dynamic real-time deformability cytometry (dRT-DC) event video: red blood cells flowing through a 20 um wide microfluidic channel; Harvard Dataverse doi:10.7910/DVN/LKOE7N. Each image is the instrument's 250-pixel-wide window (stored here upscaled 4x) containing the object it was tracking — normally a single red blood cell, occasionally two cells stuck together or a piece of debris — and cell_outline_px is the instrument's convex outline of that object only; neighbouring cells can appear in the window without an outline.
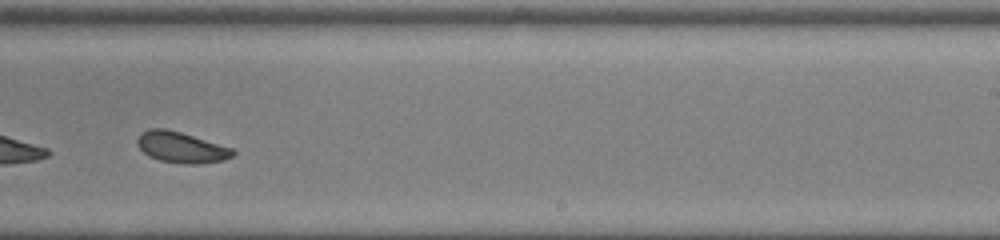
{"species": "common noctule bat (a hibernating species)", "species_latin": "Nyctalus noctula", "temperature_condition": "room temperature", "stored_images_in_passage": 27, "camera_frame_rate_fps": 3000, "um_per_image_px": 0.085, "animal": {"sex": "female", "body_mass_g": 22.0, "forearm_length_mm": 56.7}, "frame": {"image": 1, "passage_image": 16, "time_ms": 5.0, "image_size_px": [1000, 240], "cell_outline_px": [[236, 152], [232, 156], [224, 160], [200, 164], [180, 164], [160, 160], [148, 156], [136, 144], [136, 140], [140, 132], [148, 128], [164, 128], [180, 132], [232, 148]], "centroid_in_image_um": [15.37, 12.53], "position_along_channel_um": 273.6, "area_um2": 17.28}, "authors_computed_cell_mechanics": {"area_um2": 17.2822, "velocity_mm_per_s": 4.0168, "shape_relaxation_time_tau1_ms": 5.6363, "shape_relaxation_time_tau2_ms": null, "deformation_change_tau1": 0.1154, "deformation_change_tau2": null}}